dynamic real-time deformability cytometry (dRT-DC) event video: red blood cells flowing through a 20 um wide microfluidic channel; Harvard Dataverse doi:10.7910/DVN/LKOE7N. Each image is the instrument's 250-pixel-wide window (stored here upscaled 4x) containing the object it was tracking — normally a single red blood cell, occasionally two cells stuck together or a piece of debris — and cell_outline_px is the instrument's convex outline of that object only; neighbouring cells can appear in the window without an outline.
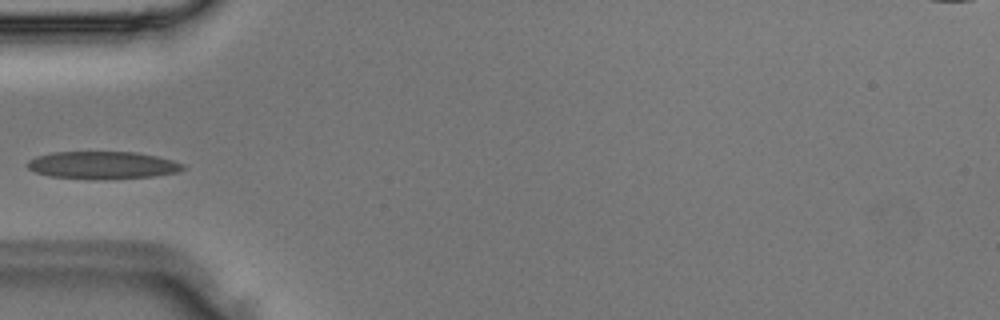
{"species": "Egyptian fruit bat (a non-hibernating species)", "species_latin": "Rousettus aegyptiacus", "temperature_condition": "room temperature", "stored_images_in_passage": 3, "camera_frame_rate_fps": 3000, "um_per_image_px": 0.085, "animal": {"sex": "male"}, "frame": {"image": 1, "passage_image": 3, "time_ms": 0.667, "image_size_px": [1000, 320], "cell_outline_px": [[184, 168], [176, 172], [156, 176], [88, 180], [52, 176], [36, 172], [28, 168], [28, 160], [36, 156], [52, 152], [136, 152], [156, 156], [172, 160], [184, 164]], "centroid_in_image_um": [8.7, 14.04], "position_along_channel_um": 76.3, "area_um2": 24.91}}